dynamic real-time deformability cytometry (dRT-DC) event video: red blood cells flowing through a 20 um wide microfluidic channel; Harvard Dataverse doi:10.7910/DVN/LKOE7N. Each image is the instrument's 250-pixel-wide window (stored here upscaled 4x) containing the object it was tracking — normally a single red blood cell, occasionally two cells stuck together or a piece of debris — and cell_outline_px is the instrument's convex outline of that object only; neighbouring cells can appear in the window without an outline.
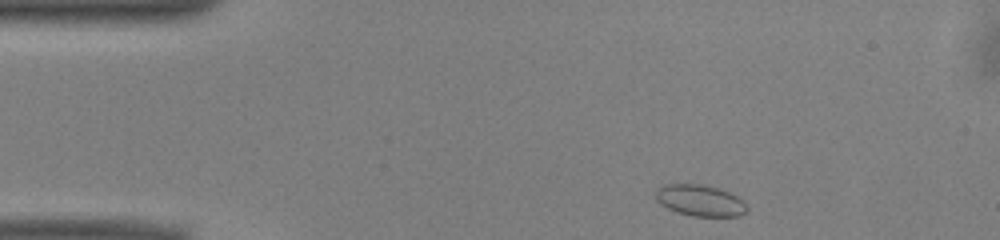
{"species": "common noctule bat (a hibernating species)", "species_latin": "Nyctalus noctula", "temperature_condition": "warm", "stored_images_in_passage": 44, "camera_frame_rate_fps": 3000, "um_per_image_px": 0.085, "animal": {"sex": "male", "body_mass_g": 13.0, "forearm_length_mm": 53.1}, "frame": {"image": 1, "passage_image": 1, "time_ms": 0.0, "image_size_px": [1000, 240], "cell_outline_px": [[748, 208], [740, 216], [692, 216], [668, 208], [660, 204], [656, 200], [656, 188], [664, 184], [704, 184], [720, 188], [736, 196]], "centroid_in_image_um": [59.47, 17.02], "position_along_channel_um": 25.5, "area_um2": 16.53}}
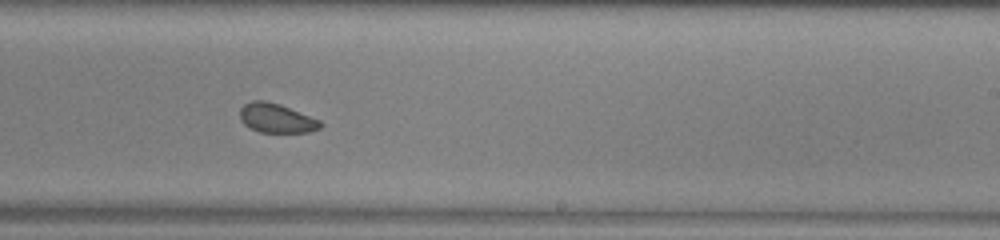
{"frame": {"image": 2, "passage_image": 24, "time_ms": 7.667, "image_size_px": [1000, 240], "cell_outline_px": [[324, 124], [320, 128], [308, 132], [260, 132], [244, 124], [240, 120], [240, 108], [244, 104], [252, 100], [264, 100], [280, 104], [320, 120]], "centroid_in_image_um": [23.49, 10.03], "position_along_channel_um": 265.5, "area_um2": 13.7}}
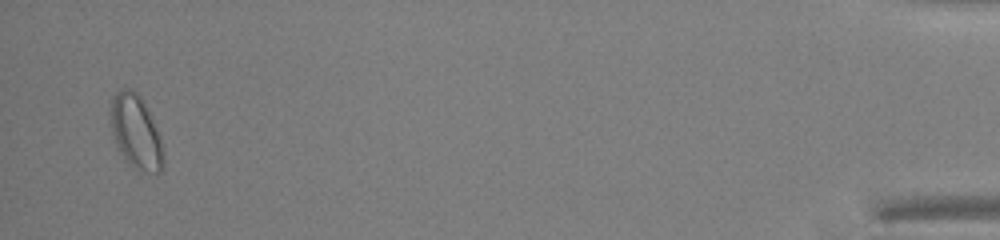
{"frame": {"image": 3, "passage_image": 43, "time_ms": 14.0, "image_size_px": [1000, 240], "cell_outline_px": [[164, 164], [160, 172], [156, 172], [136, 168], [120, 152], [112, 136], [108, 112], [112, 96], [116, 92], [124, 88], [132, 88], [140, 96], [156, 128], [160, 140]], "centroid_in_image_um": [11.48, 11.14], "position_along_channel_um": 423.7, "area_um2": 22.25}}